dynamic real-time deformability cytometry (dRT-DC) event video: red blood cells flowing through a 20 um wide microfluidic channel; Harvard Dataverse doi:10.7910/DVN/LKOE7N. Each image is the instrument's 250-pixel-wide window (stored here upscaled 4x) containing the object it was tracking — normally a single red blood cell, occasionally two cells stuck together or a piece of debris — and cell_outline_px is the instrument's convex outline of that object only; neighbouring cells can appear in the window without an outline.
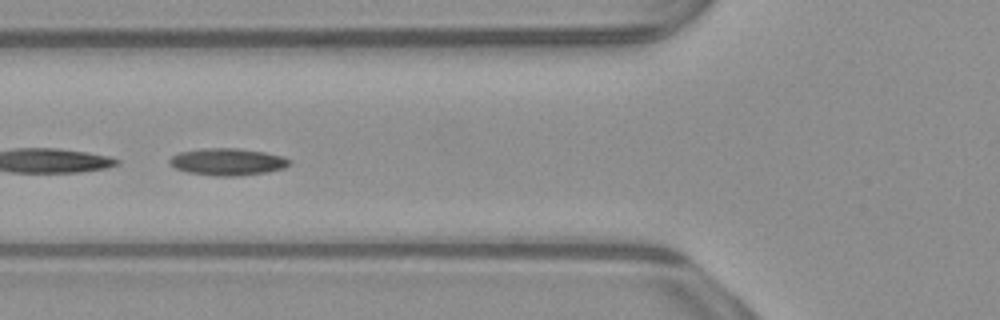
{"species": "common noctule bat (a hibernating species)", "species_latin": "Nyctalus noctula", "temperature_condition": "warm", "stored_images_in_passage": 15, "camera_frame_rate_fps": 3000, "um_per_image_px": 0.085, "animal": {"sex": "male", "body_mass_g": 23.1, "forearm_length_mm": 52.7}, "frame": {"image": 1, "passage_image": 7, "time_ms": 2.0, "image_size_px": [1000, 320], "cell_outline_px": [[292, 160], [284, 168], [268, 172], [240, 176], [216, 176], [188, 172], [176, 168], [168, 164], [168, 160], [172, 156], [180, 152], [204, 148], [236, 148], [264, 152], [284, 156]], "centroid_in_image_um": [19.35, 13.75], "position_along_channel_um": 106.4, "area_um2": 18.96}}